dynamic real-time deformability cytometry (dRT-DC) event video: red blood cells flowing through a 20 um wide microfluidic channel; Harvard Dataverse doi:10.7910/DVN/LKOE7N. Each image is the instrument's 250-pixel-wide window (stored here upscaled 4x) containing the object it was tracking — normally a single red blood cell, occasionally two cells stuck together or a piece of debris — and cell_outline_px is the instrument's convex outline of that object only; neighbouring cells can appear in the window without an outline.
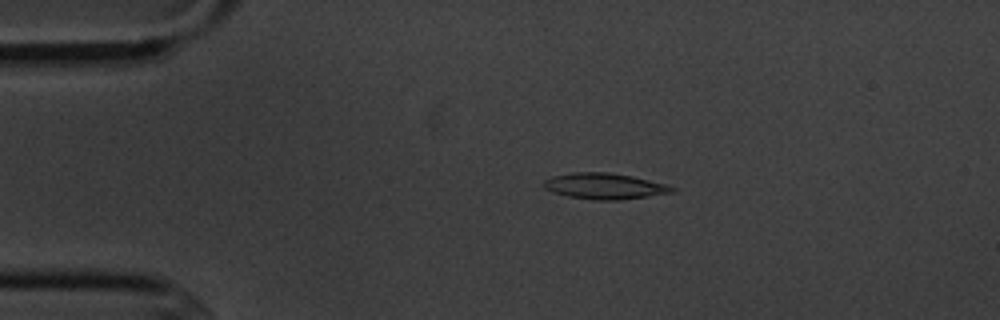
{"species": "common noctule bat (a hibernating species)", "species_latin": "Nyctalus noctula", "temperature_condition": "cold", "stored_images_in_passage": 6, "camera_frame_rate_fps": 3000, "um_per_image_px": 0.085, "animal": {"sex": "male", "body_mass_g": 20.1, "forearm_length_mm": 53.5}, "frame": {"image": 1, "passage_image": 2, "time_ms": 1.333, "image_size_px": [1000, 320], "cell_outline_px": [[676, 192], [620, 200], [592, 200], [568, 196], [552, 192], [544, 188], [544, 180], [552, 176], [572, 172], [608, 172], [632, 176], [668, 184], [676, 188]], "centroid_in_image_um": [51.41, 15.82], "position_along_channel_um": 33.6, "area_um2": 19.59}}
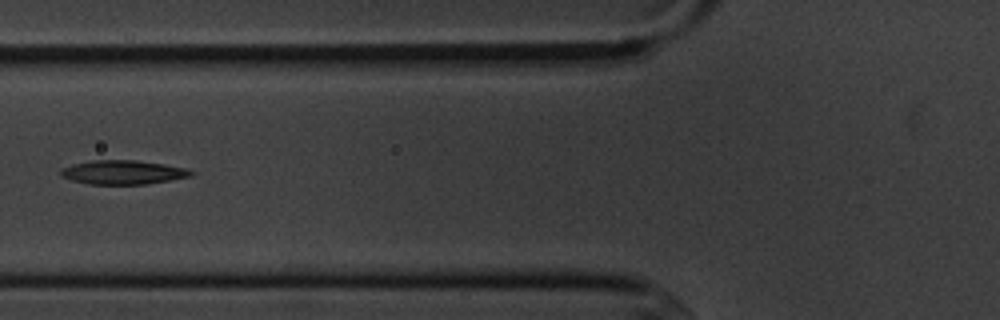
{"frame": {"image": 2, "passage_image": 5, "time_ms": 4.667, "image_size_px": [1000, 320], "cell_outline_px": [[196, 172], [192, 176], [172, 180], [148, 184], [88, 184], [72, 180], [60, 176], [60, 168], [72, 164], [92, 160], [136, 160], [164, 164], [188, 168]], "centroid_in_image_um": [10.48, 14.64], "position_along_channel_um": 115.3, "area_um2": 18.5}}
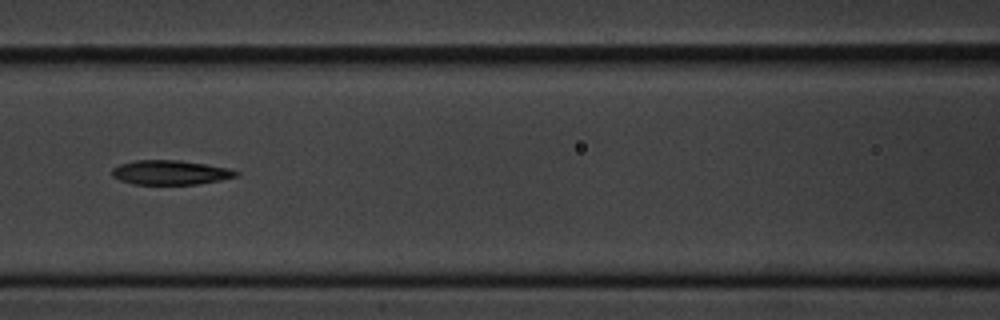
{"frame": {"image": 3, "passage_image": 6, "time_ms": 5.667, "image_size_px": [1000, 320], "cell_outline_px": [[240, 172], [236, 176], [220, 180], [196, 184], [132, 184], [120, 180], [112, 176], [112, 168], [120, 164], [136, 160], [180, 160], [228, 168]], "centroid_in_image_um": [14.45, 14.66], "position_along_channel_um": 152.1, "area_um2": 17.51}}